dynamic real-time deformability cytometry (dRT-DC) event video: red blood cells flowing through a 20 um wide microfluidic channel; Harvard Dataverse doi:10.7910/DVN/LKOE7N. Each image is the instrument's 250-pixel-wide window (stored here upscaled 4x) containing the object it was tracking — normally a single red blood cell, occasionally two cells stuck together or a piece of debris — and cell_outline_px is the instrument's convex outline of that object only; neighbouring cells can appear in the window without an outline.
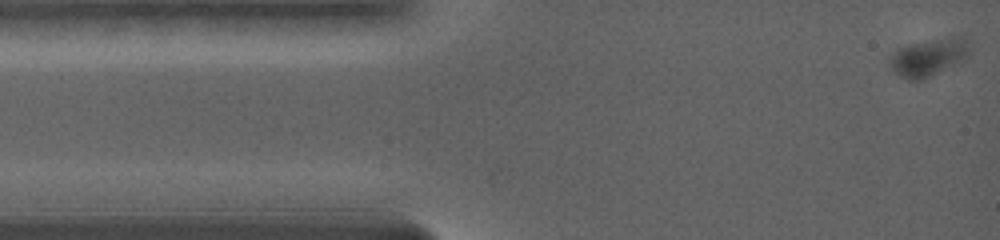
{"species": "common noctule bat (a hibernating species)", "species_latin": "Nyctalus noctula", "temperature_condition": "warm", "stored_images_in_passage": 11, "camera_frame_rate_fps": 5000, "um_per_image_px": 0.085, "animal": {"sex": "female", "body_mass_g": 19.0, "forearm_length_mm": 56.7}, "frame": {"image": 1, "passage_image": 1, "time_ms": 0.0, "image_size_px": [1000, 240], "cell_outline_px": [[964, 52], [960, 56], [920, 76], [908, 76], [900, 72], [892, 64], [892, 56], [896, 52], [904, 48], [936, 44], [960, 44]], "centroid_in_image_um": [78.61, 4.94], "position_along_channel_um": 6.4, "area_um2": 11.33}}
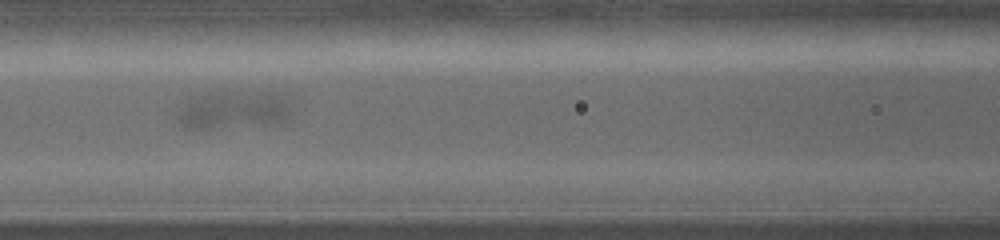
{"frame": {"image": 2, "passage_image": 8, "time_ms": 7.2, "image_size_px": [1000, 240], "cell_outline_px": [[292, 96], [288, 112], [284, 116], [276, 120], [188, 128], [180, 120], [180, 112], [188, 100], [192, 96], [204, 92], [292, 92]], "centroid_in_image_um": [19.91, 9.19], "position_along_channel_um": 146.7, "area_um2": 23.52}}
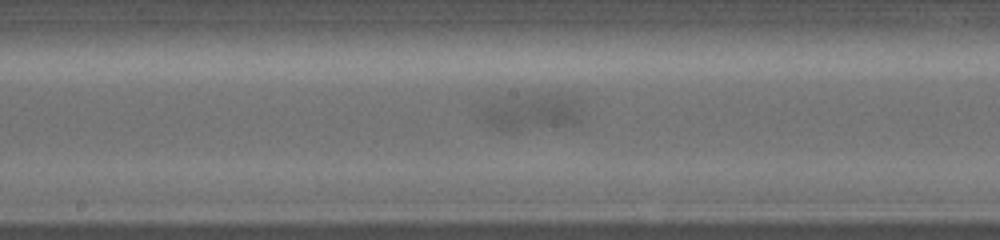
{"frame": {"image": 3, "passage_image": 10, "time_ms": 9.0, "image_size_px": [1000, 240], "cell_outline_px": [[580, 120], [516, 128], [504, 128], [492, 124], [484, 120], [484, 112], [492, 108], [544, 96], [560, 96], [572, 104]], "centroid_in_image_um": [45.25, 9.6], "position_along_channel_um": 203.0, "area_um2": 15.49}}